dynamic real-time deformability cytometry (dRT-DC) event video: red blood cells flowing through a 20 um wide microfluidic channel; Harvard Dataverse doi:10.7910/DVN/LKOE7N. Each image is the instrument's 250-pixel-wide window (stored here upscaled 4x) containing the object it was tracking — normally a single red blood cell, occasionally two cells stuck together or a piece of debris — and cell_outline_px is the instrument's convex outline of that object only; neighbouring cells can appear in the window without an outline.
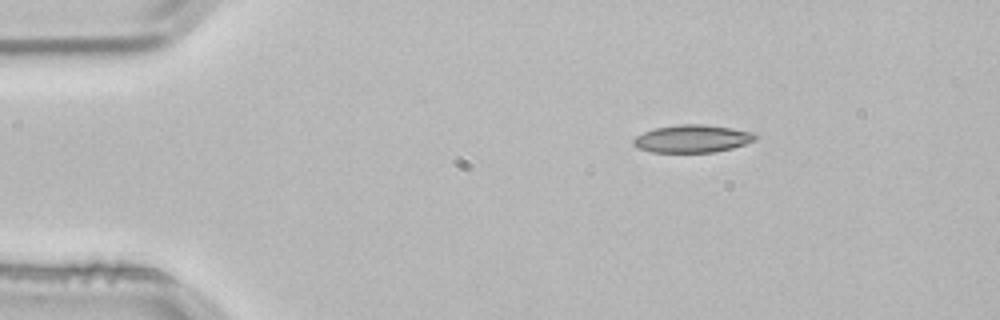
{"species": "common noctule bat (a hibernating species)", "species_latin": "Nyctalus noctula", "temperature_condition": "room temperature", "stored_images_in_passage": 2, "camera_frame_rate_fps": 3000, "um_per_image_px": 0.085, "animal": {"sex": "male", "body_mass_g": 21.5, "forearm_length_mm": 52.0}, "frame": {"image": 1, "passage_image": 1, "time_ms": 0.0, "image_size_px": [1000, 320], "cell_outline_px": [[760, 136], [756, 140], [732, 148], [716, 152], [652, 152], [640, 148], [632, 144], [632, 140], [636, 136], [644, 132], [656, 128], [680, 124], [704, 124], [732, 128], [756, 132]], "centroid_in_image_um": [58.91, 11.78], "position_along_channel_um": 26.1, "area_um2": 19.77}}